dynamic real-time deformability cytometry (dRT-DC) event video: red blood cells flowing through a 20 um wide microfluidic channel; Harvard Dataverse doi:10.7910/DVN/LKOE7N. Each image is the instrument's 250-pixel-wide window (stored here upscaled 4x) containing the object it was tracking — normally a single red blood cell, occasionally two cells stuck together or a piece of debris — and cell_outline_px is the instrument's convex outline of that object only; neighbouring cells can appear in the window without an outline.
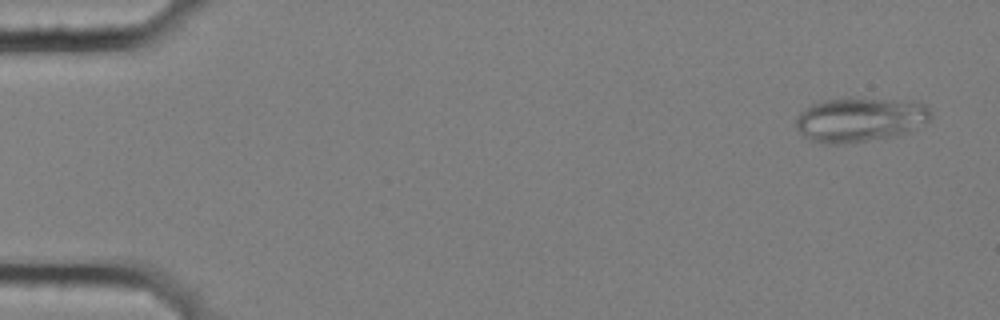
{"species": "common noctule bat (a hibernating species)", "species_latin": "Nyctalus noctula", "temperature_condition": "cold", "stored_images_in_passage": 6, "camera_frame_rate_fps": 3000, "um_per_image_px": 0.085, "animal": {"sex": "female", "body_mass_g": 25.1}, "frame": {"image": 1, "passage_image": 1, "time_ms": 0.0, "image_size_px": [1000, 320], "cell_outline_px": [[932, 120], [924, 124], [904, 132], [892, 136], [844, 144], [824, 144], [812, 140], [804, 136], [796, 128], [796, 116], [800, 112], [812, 104], [824, 100], [848, 96], [916, 100], [928, 104], [932, 112]], "centroid_in_image_um": [73.14, 10.11], "position_along_channel_um": 11.9, "area_um2": 35.84}}